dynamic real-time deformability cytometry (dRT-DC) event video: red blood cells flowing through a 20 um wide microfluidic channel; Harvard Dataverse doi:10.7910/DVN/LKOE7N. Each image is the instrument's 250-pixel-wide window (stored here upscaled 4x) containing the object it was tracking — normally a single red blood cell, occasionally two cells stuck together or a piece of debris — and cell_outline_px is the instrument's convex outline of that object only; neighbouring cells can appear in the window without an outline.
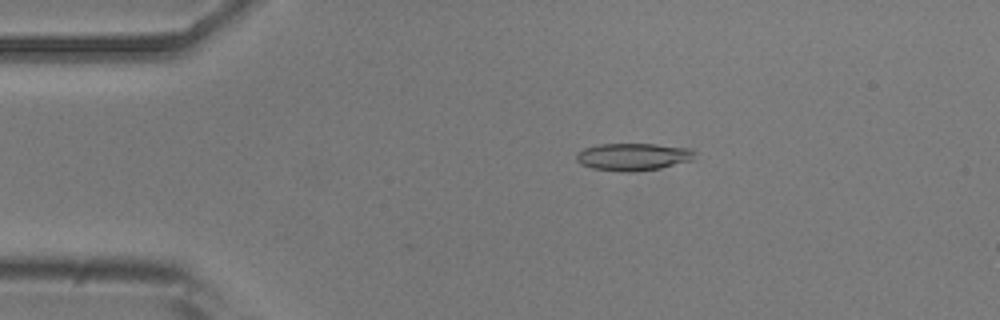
{"species": "common noctule bat (a hibernating species)", "species_latin": "Nyctalus noctula", "temperature_condition": "room temperature", "stored_images_in_passage": 5, "camera_frame_rate_fps": 3000, "um_per_image_px": 0.085, "animal": {"sex": "male", "body_mass_g": 20.5, "forearm_length_mm": 52.5}, "frame": {"image": 1, "passage_image": 2, "time_ms": 1.0, "image_size_px": [1000, 320], "cell_outline_px": [[696, 152], [692, 160], [660, 168], [636, 172], [620, 172], [592, 168], [580, 164], [576, 160], [576, 152], [584, 148], [600, 144], [656, 144], [692, 148]], "centroid_in_image_um": [53.81, 13.33], "position_along_channel_um": 31.2, "area_um2": 19.13}}
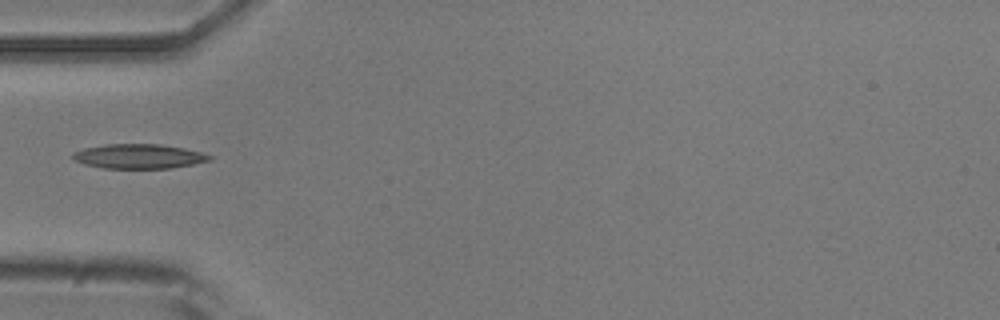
{"frame": {"image": 2, "passage_image": 4, "time_ms": 3.333, "image_size_px": [1000, 320], "cell_outline_px": [[212, 160], [172, 168], [104, 168], [84, 164], [76, 160], [72, 156], [72, 152], [84, 148], [104, 144], [160, 144], [184, 148], [200, 152], [212, 156]], "centroid_in_image_um": [11.79, 13.28], "position_along_channel_um": 73.2, "area_um2": 19.48}}
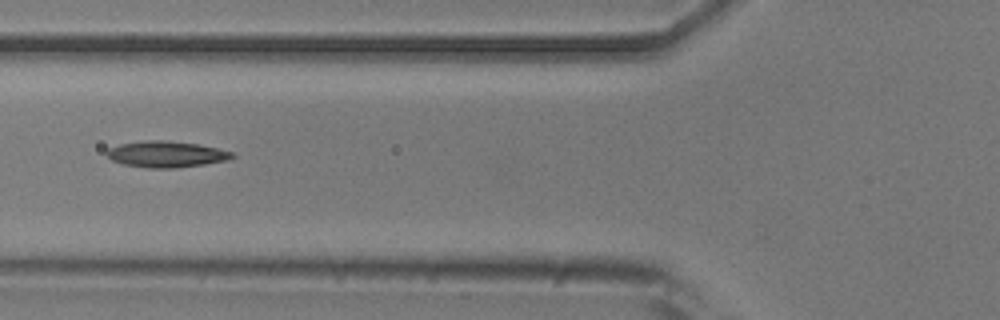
{"frame": {"image": 3, "passage_image": 5, "time_ms": 4.333, "image_size_px": [1000, 320], "cell_outline_px": [[236, 156], [228, 160], [204, 164], [176, 168], [148, 168], [124, 164], [112, 160], [104, 152], [108, 148], [120, 144], [144, 140], [164, 140], [196, 144], [216, 148], [232, 152]], "centroid_in_image_um": [14.11, 13.11], "position_along_channel_um": 111.7, "area_um2": 19.07}}